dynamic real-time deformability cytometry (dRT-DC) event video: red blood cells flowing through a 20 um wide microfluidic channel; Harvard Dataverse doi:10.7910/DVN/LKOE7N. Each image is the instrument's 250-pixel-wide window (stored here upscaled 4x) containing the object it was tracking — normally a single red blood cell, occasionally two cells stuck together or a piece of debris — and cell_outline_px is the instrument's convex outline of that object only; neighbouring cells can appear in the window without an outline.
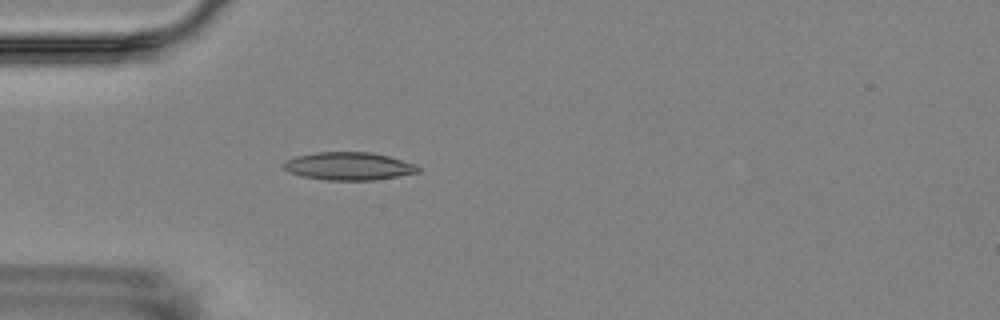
{"species": "Egyptian fruit bat (a non-hibernating species)", "species_latin": "Rousettus aegyptiacus", "temperature_condition": "room temperature", "stored_images_in_passage": 5, "camera_frame_rate_fps": 3000, "um_per_image_px": 0.085, "animal": {"sex": "female"}, "frame": {"image": 1, "passage_image": 5, "time_ms": 4.333, "image_size_px": [1000, 320], "cell_outline_px": [[420, 172], [372, 180], [328, 180], [300, 176], [288, 172], [280, 164], [296, 156], [316, 152], [372, 152], [388, 156], [416, 164], [420, 168]], "centroid_in_image_um": [29.62, 14.12], "position_along_channel_um": 55.4, "area_um2": 21.85}}